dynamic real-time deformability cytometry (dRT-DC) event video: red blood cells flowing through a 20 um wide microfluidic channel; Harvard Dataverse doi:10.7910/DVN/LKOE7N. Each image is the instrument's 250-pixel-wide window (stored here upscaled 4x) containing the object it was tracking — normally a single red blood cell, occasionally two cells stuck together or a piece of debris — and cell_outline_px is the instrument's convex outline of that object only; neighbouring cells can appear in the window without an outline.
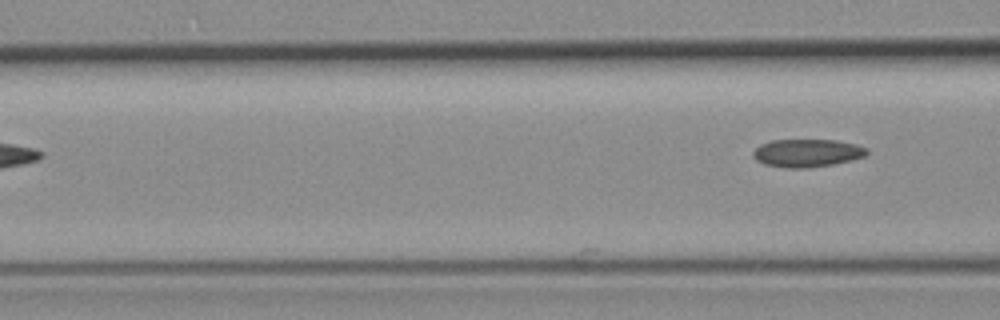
{"species": "common noctule bat (a hibernating species)", "species_latin": "Nyctalus noctula", "temperature_condition": "room temperature", "stored_images_in_passage": 6, "camera_frame_rate_fps": 3000, "um_per_image_px": 0.085, "animal": {"sex": "female", "body_mass_g": 19.3, "forearm_length_mm": 54.1}, "frame": {"image": 1, "passage_image": 6, "time_ms": 6.0, "image_size_px": [1000, 320], "cell_outline_px": [[868, 152], [864, 156], [852, 160], [832, 164], [804, 168], [788, 168], [764, 164], [756, 160], [752, 156], [752, 152], [760, 144], [772, 140], [836, 140], [856, 144], [868, 148]], "centroid_in_image_um": [68.59, 13.0], "position_along_channel_um": 98.0, "area_um2": 18.5}}